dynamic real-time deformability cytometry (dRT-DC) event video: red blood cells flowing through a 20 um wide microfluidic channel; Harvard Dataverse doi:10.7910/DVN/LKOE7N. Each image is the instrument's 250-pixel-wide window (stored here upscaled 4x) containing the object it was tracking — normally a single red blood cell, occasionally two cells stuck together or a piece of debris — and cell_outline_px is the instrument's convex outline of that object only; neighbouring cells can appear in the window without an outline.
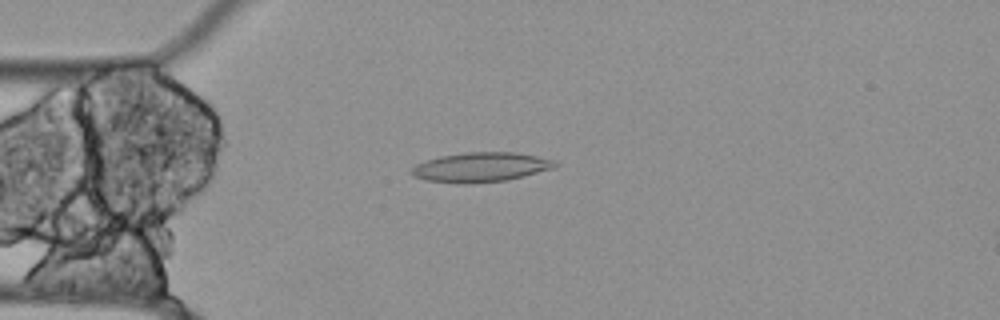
{"species": "Egyptian fruit bat (a non-hibernating species)", "species_latin": "Rousettus aegyptiacus", "temperature_condition": "cold", "stored_images_in_passage": 56, "camera_frame_rate_fps": 3000, "um_per_image_px": 0.085, "animal": {"sex": "female"}, "frame": {"image": 1, "passage_image": 14, "time_ms": 4.333, "image_size_px": [1000, 320], "cell_outline_px": [[560, 164], [552, 168], [508, 180], [464, 184], [424, 180], [412, 176], [408, 172], [416, 164], [424, 160], [440, 156], [464, 152], [516, 152], [556, 160]], "centroid_in_image_um": [40.82, 14.21], "position_along_channel_um": 44.2, "area_um2": 24.91}}
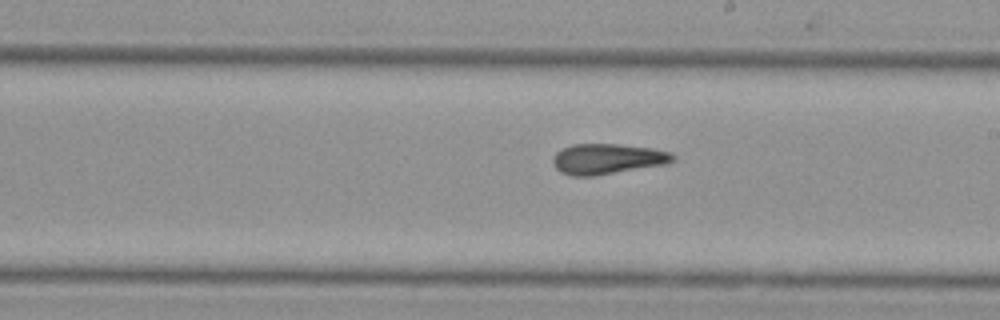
{"frame": {"image": 2, "passage_image": 31, "time_ms": 10.0, "image_size_px": [1000, 320], "cell_outline_px": [[676, 160], [668, 164], [596, 176], [572, 176], [560, 172], [552, 164], [552, 156], [560, 148], [572, 144], [616, 144], [652, 148], [672, 152], [676, 156]], "centroid_in_image_um": [51.63, 13.51], "position_along_channel_um": 237.4, "area_um2": 21.79}}
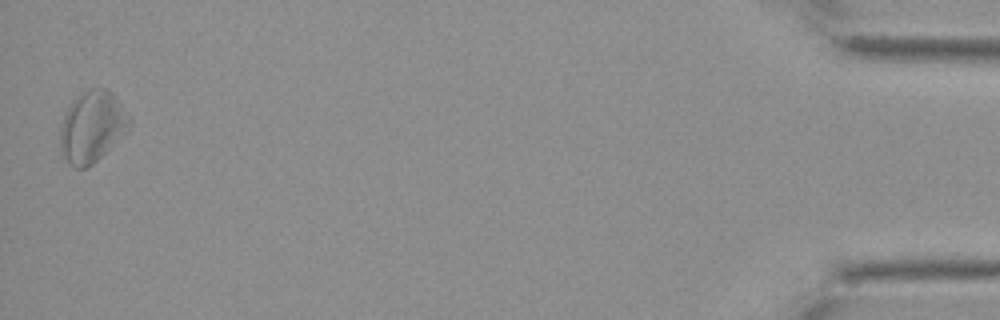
{"frame": {"image": 3, "passage_image": 55, "time_ms": 18.0, "image_size_px": [1000, 320], "cell_outline_px": [[132, 124], [92, 164], [84, 168], [76, 168], [60, 152], [60, 128], [64, 112], [72, 100], [80, 92], [92, 88], [104, 88], [112, 92], [116, 96], [132, 120]], "centroid_in_image_um": [7.8, 10.71], "position_along_channel_um": 427.4, "area_um2": 28.44}, "authors_computed_cell_mechanics": {"area_um2": 23.0911, "velocity_mm_per_s": 3.5012, "shape_relaxation_time_tau1_ms": null, "shape_relaxation_time_tau2_ms": 5.7921, "deformation_change_tau1": null, "deformation_change_tau2": 0.1567}}